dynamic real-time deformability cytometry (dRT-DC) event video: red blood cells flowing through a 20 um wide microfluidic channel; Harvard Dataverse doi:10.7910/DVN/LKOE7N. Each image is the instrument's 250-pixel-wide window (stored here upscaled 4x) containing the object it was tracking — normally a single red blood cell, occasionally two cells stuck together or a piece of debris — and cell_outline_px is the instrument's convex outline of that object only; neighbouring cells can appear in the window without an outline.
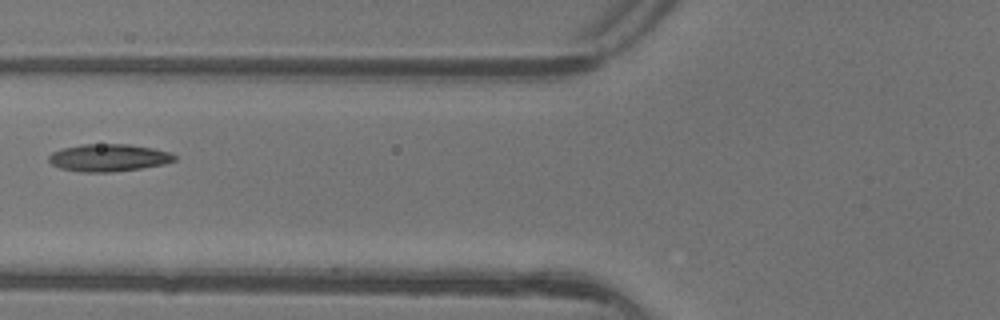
{"species": "common noctule bat (a hibernating species)", "species_latin": "Nyctalus noctula", "temperature_condition": "warm", "stored_images_in_passage": 2, "camera_frame_rate_fps": 3000, "um_per_image_px": 0.085, "animal": {"sex": "female"}, "frame": {"image": 1, "passage_image": 2, "time_ms": 0.333, "image_size_px": [1000, 320], "cell_outline_px": [[176, 160], [164, 164], [140, 168], [112, 172], [80, 172], [60, 168], [52, 164], [48, 160], [48, 156], [52, 152], [64, 148], [80, 144], [128, 144], [152, 148], [172, 152], [176, 156]], "centroid_in_image_um": [9.23, 13.4], "position_along_channel_um": 116.6, "area_um2": 20.11}}